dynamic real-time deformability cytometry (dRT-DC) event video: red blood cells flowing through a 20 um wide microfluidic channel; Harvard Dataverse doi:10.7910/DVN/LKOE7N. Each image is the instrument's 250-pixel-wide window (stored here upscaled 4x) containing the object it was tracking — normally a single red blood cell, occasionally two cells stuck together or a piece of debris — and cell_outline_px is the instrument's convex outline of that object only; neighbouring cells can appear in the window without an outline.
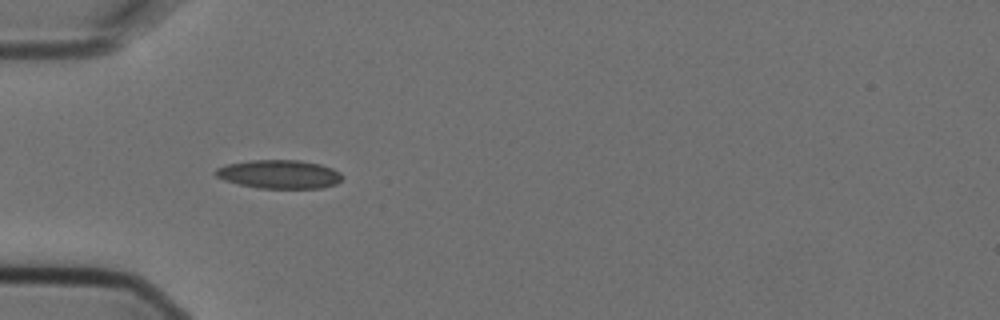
{"species": "Egyptian fruit bat (a non-hibernating species)", "species_latin": "Rousettus aegyptiacus", "temperature_condition": "cold", "stored_images_in_passage": 6, "camera_frame_rate_fps": 3000, "um_per_image_px": 0.085, "animal": {"sex": "female"}, "frame": {"image": 1, "passage_image": 6, "time_ms": 1.667, "image_size_px": [1000, 320], "cell_outline_px": [[344, 176], [336, 184], [320, 188], [256, 188], [224, 180], [216, 176], [212, 172], [216, 168], [228, 164], [252, 160], [300, 160], [320, 164], [332, 168], [340, 172]], "centroid_in_image_um": [23.73, 14.81], "position_along_channel_um": 61.3, "area_um2": 21.15}}